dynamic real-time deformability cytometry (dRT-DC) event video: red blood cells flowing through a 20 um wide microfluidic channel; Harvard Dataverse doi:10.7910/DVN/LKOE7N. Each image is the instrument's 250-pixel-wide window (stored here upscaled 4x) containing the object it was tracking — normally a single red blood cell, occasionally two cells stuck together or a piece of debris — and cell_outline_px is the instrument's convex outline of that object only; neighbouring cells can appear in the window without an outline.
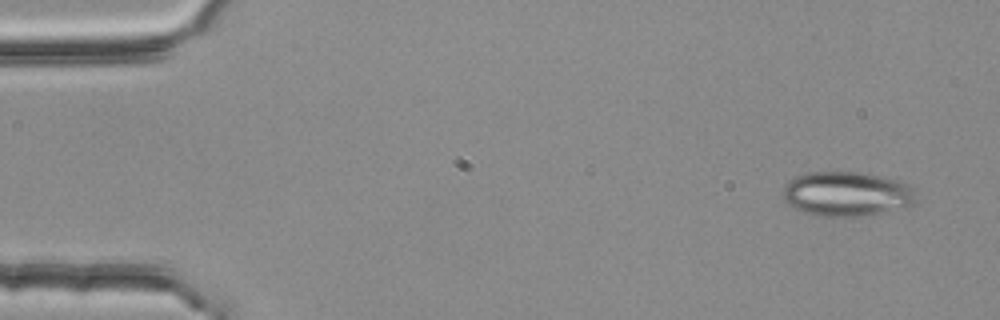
{"species": "common noctule bat (a hibernating species)", "species_latin": "Nyctalus noctula", "temperature_condition": "room temperature", "stored_images_in_passage": 3, "camera_frame_rate_fps": 3000, "um_per_image_px": 0.085, "animal": {"sex": "female", "body_mass_g": 25.1}, "frame": {"image": 1, "passage_image": 1, "time_ms": 0.0, "image_size_px": [1000, 320], "cell_outline_px": [[916, 200], [912, 204], [880, 212], [856, 216], [816, 216], [804, 212], [788, 204], [784, 200], [784, 184], [788, 180], [796, 176], [808, 172], [860, 172], [880, 176], [896, 180], [904, 184], [912, 192]], "centroid_in_image_um": [71.87, 16.47], "position_along_channel_um": 13.1, "area_um2": 33.87}}